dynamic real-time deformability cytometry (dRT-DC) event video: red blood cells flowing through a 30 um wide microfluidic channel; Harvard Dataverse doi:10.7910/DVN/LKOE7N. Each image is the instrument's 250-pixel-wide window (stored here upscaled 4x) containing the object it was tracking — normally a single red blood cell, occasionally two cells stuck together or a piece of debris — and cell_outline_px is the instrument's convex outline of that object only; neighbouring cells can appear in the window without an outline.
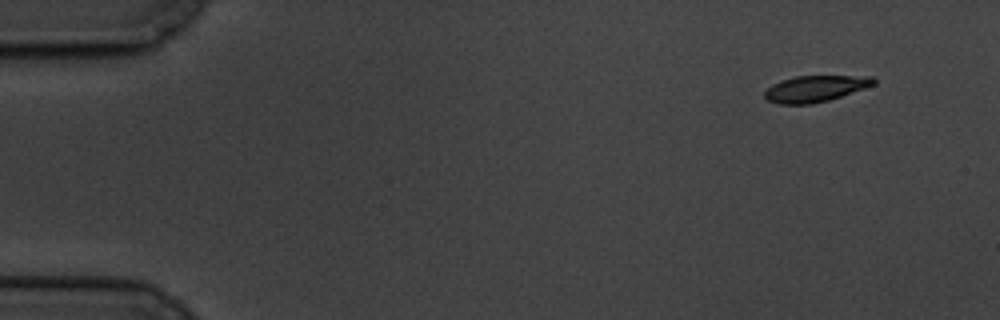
{"species": "common noctule bat (a hibernating species)", "species_latin": "Nyctalus noctula", "temperature_condition": "cold", "stored_images_in_passage": 4, "camera_frame_rate_fps": 3000, "um_per_image_px": 0.085, "animal": {"sex": "male", "body_mass_g": 19.5, "forearm_length_mm": 54.6}, "frame": {"image": 1, "passage_image": 1, "time_ms": 0.0, "image_size_px": [1000, 320], "cell_outline_px": [[876, 84], [828, 100], [812, 104], [780, 104], [768, 100], [764, 96], [764, 92], [772, 84], [796, 76], [872, 76], [876, 80]], "centroid_in_image_um": [69.3, 7.53], "position_along_channel_um": 15.7, "area_um2": 16.47}}
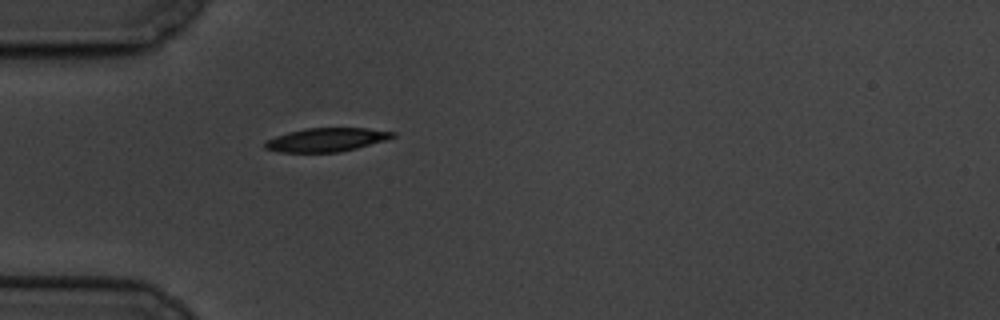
{"frame": {"image": 2, "passage_image": 4, "time_ms": 4.333, "image_size_px": [1000, 320], "cell_outline_px": [[396, 136], [384, 140], [356, 148], [340, 152], [280, 152], [264, 148], [264, 144], [268, 140], [276, 136], [288, 132], [304, 128], [368, 128], [396, 132]], "centroid_in_image_um": [27.75, 11.87], "position_along_channel_um": 57.3, "area_um2": 17.46}}